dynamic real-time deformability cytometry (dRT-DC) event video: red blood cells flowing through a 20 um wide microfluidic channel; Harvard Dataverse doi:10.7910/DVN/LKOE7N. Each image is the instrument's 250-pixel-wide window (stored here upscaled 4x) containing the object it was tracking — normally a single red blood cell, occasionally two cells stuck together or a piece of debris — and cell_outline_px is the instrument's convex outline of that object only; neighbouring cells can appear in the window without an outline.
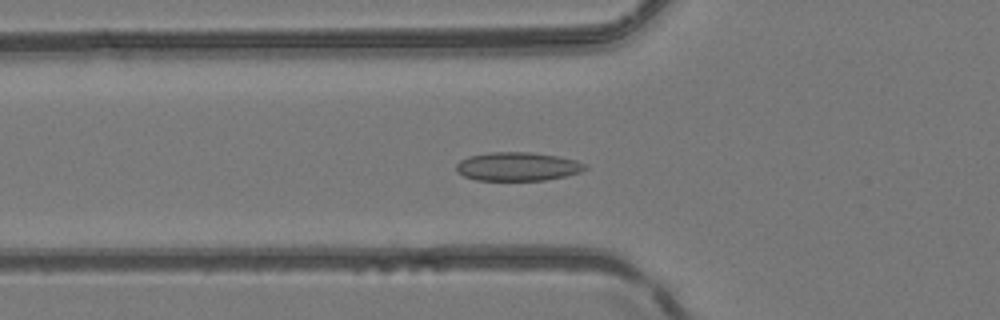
{"species": "common noctule bat (a hibernating species)", "species_latin": "Nyctalus noctula", "temperature_condition": "room temperature", "stored_images_in_passage": 50, "camera_frame_rate_fps": 3000, "um_per_image_px": 0.085, "animal": {"sex": "female", "body_mass_g": 24.6, "forearm_length_mm": 56.2}, "frame": {"image": 1, "passage_image": 18, "time_ms": 5.667, "image_size_px": [1000, 320], "cell_outline_px": [[588, 168], [580, 172], [564, 176], [544, 180], [476, 180], [464, 176], [456, 172], [456, 164], [460, 160], [468, 156], [488, 152], [528, 152], [556, 156], [576, 160], [584, 164]], "centroid_in_image_um": [43.95, 14.15], "position_along_channel_um": 81.9, "area_um2": 21.44}}
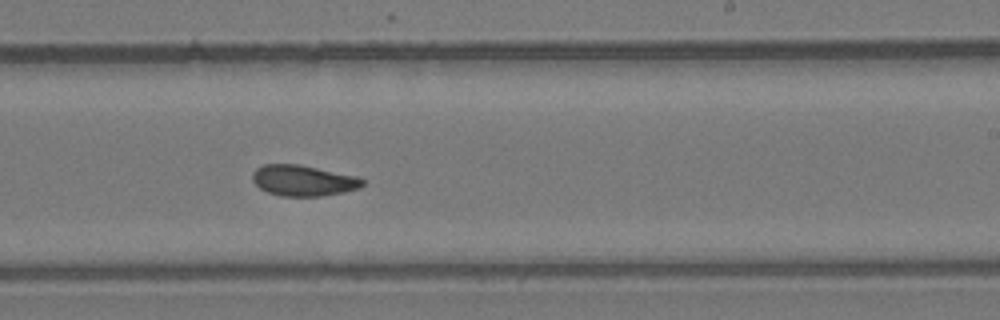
{"frame": {"image": 2, "passage_image": 31, "time_ms": 10.0, "image_size_px": [1000, 320], "cell_outline_px": [[364, 184], [360, 188], [320, 196], [280, 196], [268, 192], [260, 188], [252, 180], [252, 172], [256, 168], [264, 164], [300, 164], [356, 176], [364, 180]], "centroid_in_image_um": [25.75, 15.33], "position_along_channel_um": 263.3, "area_um2": 19.71}}
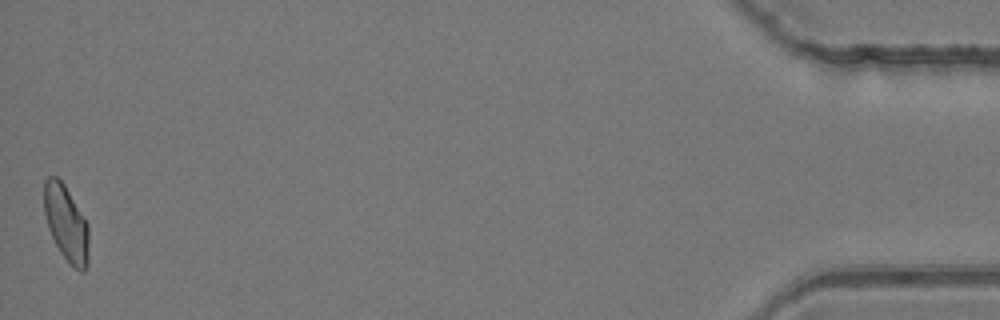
{"frame": {"image": 3, "passage_image": 50, "time_ms": 16.333, "image_size_px": [1000, 320], "cell_outline_px": [[88, 268], [84, 272], [80, 272], [72, 268], [68, 264], [60, 252], [48, 228], [44, 212], [44, 180], [48, 176], [56, 176], [64, 184], [88, 224]], "centroid_in_image_um": [5.63, 19.03], "position_along_channel_um": 429.6, "area_um2": 19.94}, "authors_computed_cell_mechanics": {"area_um2": 20.2878, "velocity_mm_per_s": 4.1703, "shape_relaxation_time_tau1_ms": 6.9271, "shape_relaxation_time_tau2_ms": 1.9871, "deformation_change_tau1": 0.132, "deformation_change_tau2": 0.0534}}